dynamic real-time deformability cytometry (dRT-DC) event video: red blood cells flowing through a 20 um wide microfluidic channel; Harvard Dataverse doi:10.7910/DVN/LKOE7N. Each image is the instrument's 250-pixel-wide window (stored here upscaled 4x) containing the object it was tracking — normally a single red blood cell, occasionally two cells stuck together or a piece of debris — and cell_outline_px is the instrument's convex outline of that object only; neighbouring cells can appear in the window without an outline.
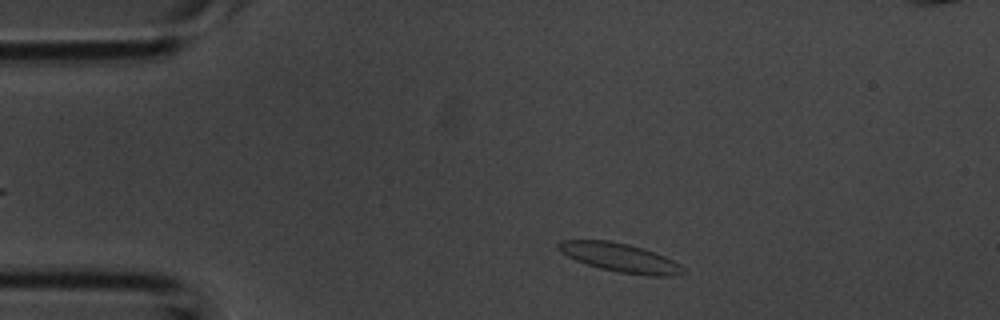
{"species": "common noctule bat (a hibernating species)", "species_latin": "Nyctalus noctula", "temperature_condition": "room temperature", "stored_images_in_passage": 32, "camera_frame_rate_fps": 3000, "um_per_image_px": 0.085, "animal": {"sex": "male", "body_mass_g": 20.1, "forearm_length_mm": 53.5}, "frame": {"image": 1, "passage_image": 3, "time_ms": 0.667, "image_size_px": [1000, 320], "cell_outline_px": [[688, 272], [668, 276], [648, 276], [616, 272], [600, 268], [576, 260], [560, 252], [556, 248], [556, 244], [560, 240], [608, 240], [628, 244], [656, 252], [672, 260], [684, 268]], "centroid_in_image_um": [52.69, 21.9], "position_along_channel_um": 32.3, "area_um2": 20.98}}
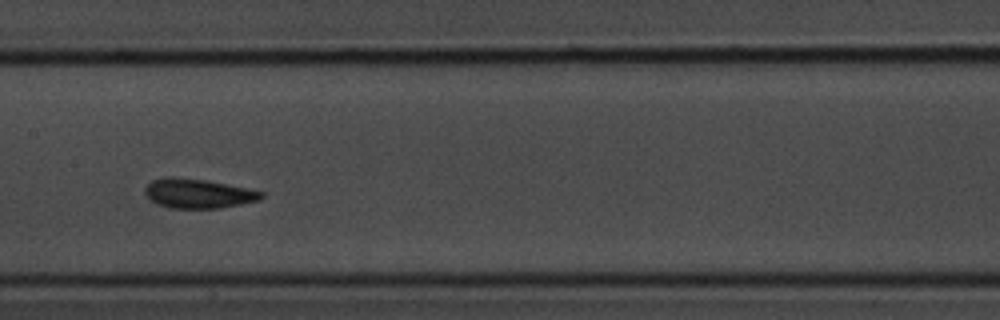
{"frame": {"image": 2, "passage_image": 16, "time_ms": 5.0, "image_size_px": [1000, 320], "cell_outline_px": [[264, 196], [260, 200], [220, 208], [168, 208], [156, 204], [144, 192], [144, 188], [152, 180], [164, 176], [168, 176], [204, 180], [264, 192]], "centroid_in_image_um": [16.8, 16.45], "position_along_channel_um": 190.6, "area_um2": 19.77}}
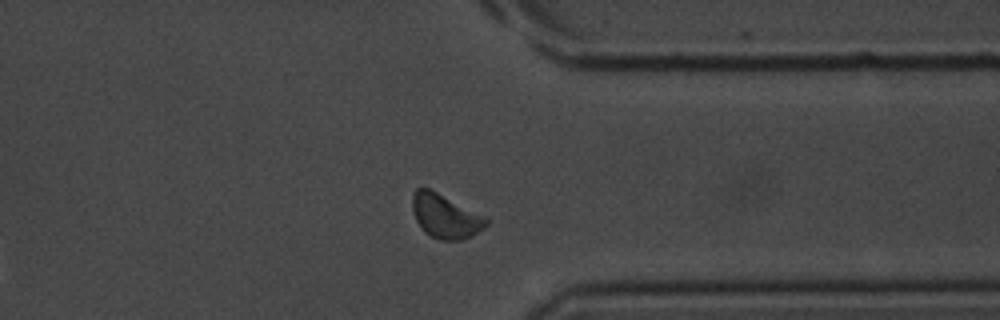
{"frame": {"image": 3, "passage_image": 28, "time_ms": 9.0, "image_size_px": [1000, 320], "cell_outline_px": [[488, 224], [484, 228], [460, 240], [440, 240], [424, 232], [416, 220], [412, 208], [412, 192], [416, 188], [428, 188], [488, 216]], "centroid_in_image_um": [37.86, 18.35], "position_along_channel_um": 373.5, "area_um2": 18.96}}